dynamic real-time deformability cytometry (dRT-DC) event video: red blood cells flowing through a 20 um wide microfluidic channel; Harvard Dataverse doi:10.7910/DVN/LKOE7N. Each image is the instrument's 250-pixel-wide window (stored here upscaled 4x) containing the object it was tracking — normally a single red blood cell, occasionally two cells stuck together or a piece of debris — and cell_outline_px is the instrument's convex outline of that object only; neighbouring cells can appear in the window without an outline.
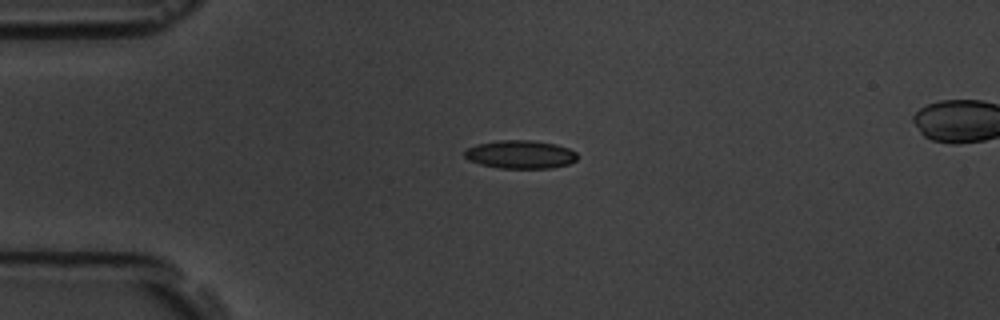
{"species": "common noctule bat (a hibernating species)", "species_latin": "Nyctalus noctula", "temperature_condition": "room temperature", "stored_images_in_passage": 4, "segment_of_instrument_passage": [1, 2], "camera_frame_rate_fps": 3000, "um_per_image_px": 0.085, "animal": {"sex": "male", "body_mass_g": 19.5, "forearm_length_mm": 54.6}, "frame": {"image": 1, "passage_image": 2, "time_ms": 1.333, "image_size_px": [1000, 320], "cell_outline_px": [[576, 160], [568, 164], [552, 168], [500, 168], [480, 164], [468, 160], [464, 156], [464, 148], [476, 144], [500, 140], [532, 140], [556, 144], [568, 148], [576, 152]], "centroid_in_image_um": [44.19, 13.12], "position_along_channel_um": 40.8, "area_um2": 18.67}}